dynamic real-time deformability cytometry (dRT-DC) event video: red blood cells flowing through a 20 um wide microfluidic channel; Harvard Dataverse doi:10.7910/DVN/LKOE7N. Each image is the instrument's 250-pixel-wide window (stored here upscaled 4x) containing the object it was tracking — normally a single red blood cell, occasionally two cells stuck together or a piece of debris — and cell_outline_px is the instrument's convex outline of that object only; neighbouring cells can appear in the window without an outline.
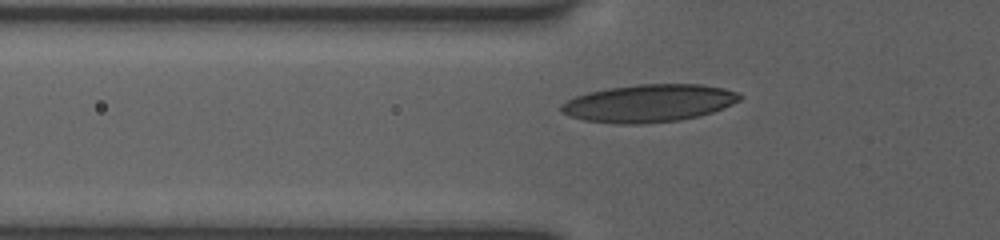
{"species": "human", "species_latin": "Homo sapiens", "temperature_condition": "room temperature", "stored_images_in_passage": 36, "camera_frame_rate_fps": 3000, "um_per_image_px": 0.085, "donor": {"sex": "female"}, "frame": {"image": 1, "passage_image": 8, "time_ms": 2.333, "image_size_px": [1000, 240], "cell_outline_px": [[740, 100], [732, 104], [712, 112], [680, 120], [644, 124], [616, 124], [584, 120], [568, 116], [560, 112], [560, 104], [576, 96], [588, 92], [608, 88], [636, 84], [700, 84], [724, 88], [736, 92], [740, 96]], "centroid_in_image_um": [55.1, 8.78], "position_along_channel_um": 70.7, "area_um2": 39.19}}
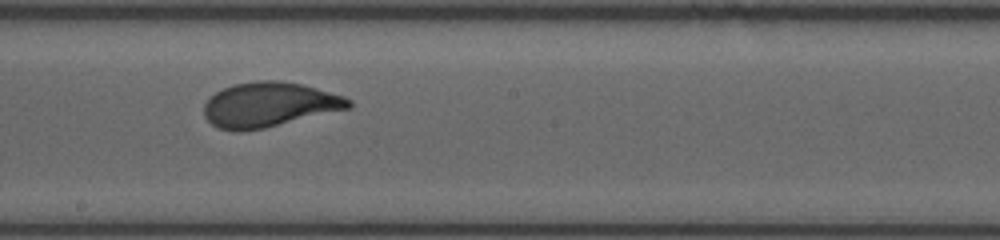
{"frame": {"image": 2, "passage_image": 20, "time_ms": 6.333, "image_size_px": [1000, 240], "cell_outline_px": [[352, 108], [264, 128], [240, 132], [236, 132], [220, 128], [212, 124], [204, 116], [204, 104], [216, 92], [232, 84], [256, 80], [280, 80], [300, 84], [316, 88], [344, 96], [352, 100]], "centroid_in_image_um": [22.89, 8.89], "position_along_channel_um": 225.3, "area_um2": 37.8}}
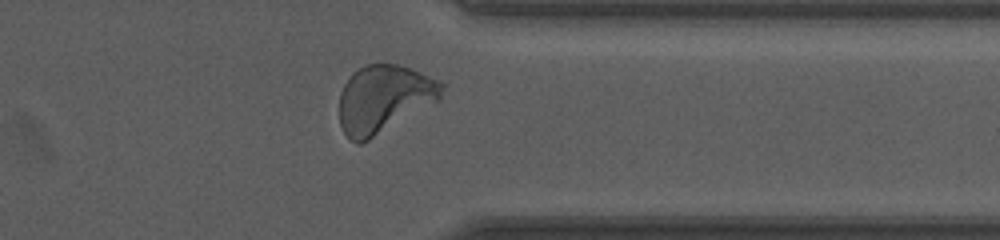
{"frame": {"image": 3, "passage_image": 32, "time_ms": 10.333, "image_size_px": [1000, 240], "cell_outline_px": [[444, 88], [440, 100], [368, 140], [360, 144], [356, 144], [344, 132], [340, 124], [340, 92], [344, 84], [352, 72], [364, 64], [396, 64], [420, 72], [440, 80], [444, 84]], "centroid_in_image_um": [32.64, 8.39], "position_along_channel_um": 378.8, "area_um2": 40.29}, "authors_computed_cell_mechanics": {"area_um2": 37.5411, "velocity_mm_per_s": 3.8946, "shape_relaxation_time_tau1_ms": 3.4498, "shape_relaxation_time_tau2_ms": null, "deformation_change_tau1": 0.1632, "deformation_change_tau2": null}}